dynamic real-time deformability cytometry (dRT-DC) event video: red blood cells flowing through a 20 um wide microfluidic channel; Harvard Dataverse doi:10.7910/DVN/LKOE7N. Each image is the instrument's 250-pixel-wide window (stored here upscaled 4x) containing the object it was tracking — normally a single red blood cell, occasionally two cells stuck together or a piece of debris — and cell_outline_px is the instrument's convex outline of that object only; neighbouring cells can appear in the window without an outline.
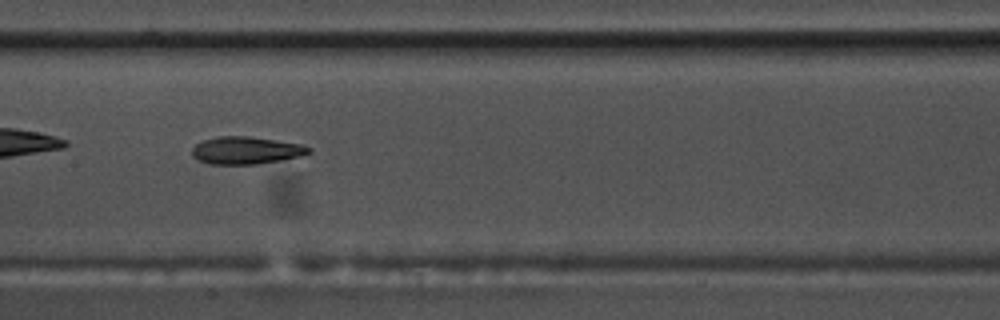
{"species": "common noctule bat (a hibernating species)", "species_latin": "Nyctalus noctula", "temperature_condition": "warm", "stored_images_in_passage": 39, "camera_frame_rate_fps": 3000, "um_per_image_px": 0.085, "animal": {"sex": "male", "body_mass_g": 17.5, "forearm_length_mm": 52.3}, "frame": {"image": 1, "passage_image": 11, "time_ms": 3.333, "image_size_px": [1000, 320], "cell_outline_px": [[312, 152], [300, 156], [284, 160], [256, 164], [208, 164], [196, 160], [192, 156], [192, 148], [196, 144], [204, 140], [216, 136], [248, 136], [300, 144], [312, 148]], "centroid_in_image_um": [20.89, 12.79], "position_along_channel_um": 186.5, "area_um2": 18.79}, "authors_computed_cell_mechanics": {"area_um2": 19.074, "velocity_mm_per_s": 3.6513, "shape_relaxation_time_tau1_ms": 6.6974, "shape_relaxation_time_tau2_ms": 5.0989, "deformation_change_tau1": 0.2147, "deformation_change_tau2": 0.1466}}